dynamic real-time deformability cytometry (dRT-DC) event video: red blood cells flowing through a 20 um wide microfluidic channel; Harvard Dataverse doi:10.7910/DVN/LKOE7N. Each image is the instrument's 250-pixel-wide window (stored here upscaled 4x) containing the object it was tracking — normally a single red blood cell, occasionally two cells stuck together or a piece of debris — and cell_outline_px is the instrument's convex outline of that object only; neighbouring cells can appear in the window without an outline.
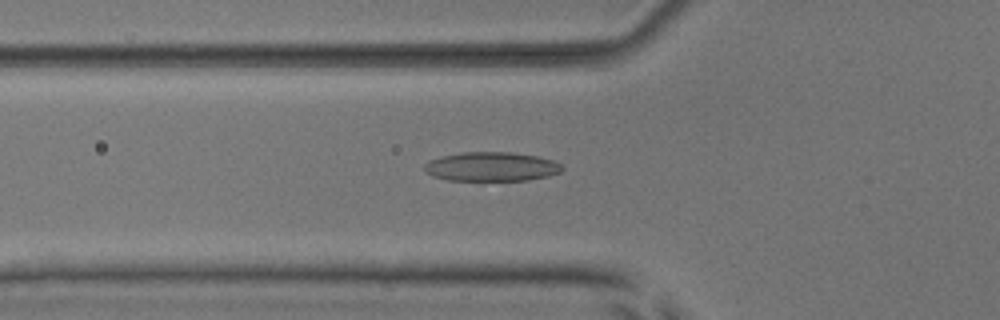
{"species": "common noctule bat (a hibernating species)", "species_latin": "Nyctalus noctula", "temperature_condition": "room temperature", "stored_images_in_passage": 53, "camera_frame_rate_fps": 3000, "um_per_image_px": 0.085, "animal": {"sex": "male", "body_mass_g": 17.9, "forearm_length_mm": 54.2}, "frame": {"image": 1, "passage_image": 19, "time_ms": 6.0, "image_size_px": [1000, 320], "cell_outline_px": [[564, 168], [560, 172], [548, 176], [528, 180], [480, 184], [448, 180], [432, 176], [424, 168], [424, 164], [428, 160], [444, 156], [464, 152], [512, 152], [536, 156], [552, 160], [560, 164]], "centroid_in_image_um": [41.75, 14.22], "position_along_channel_um": 84.0, "area_um2": 24.39}}
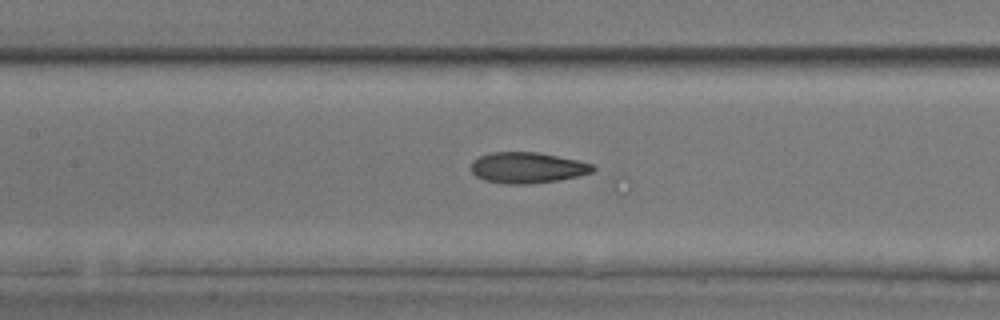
{"frame": {"image": 2, "passage_image": 25, "time_ms": 8.0, "image_size_px": [1000, 320], "cell_outline_px": [[596, 168], [592, 172], [576, 176], [556, 180], [528, 184], [504, 184], [484, 180], [476, 176], [472, 172], [472, 160], [480, 156], [492, 152], [536, 152], [576, 160], [592, 164]], "centroid_in_image_um": [44.78, 14.25], "position_along_channel_um": 162.6, "area_um2": 21.68}}
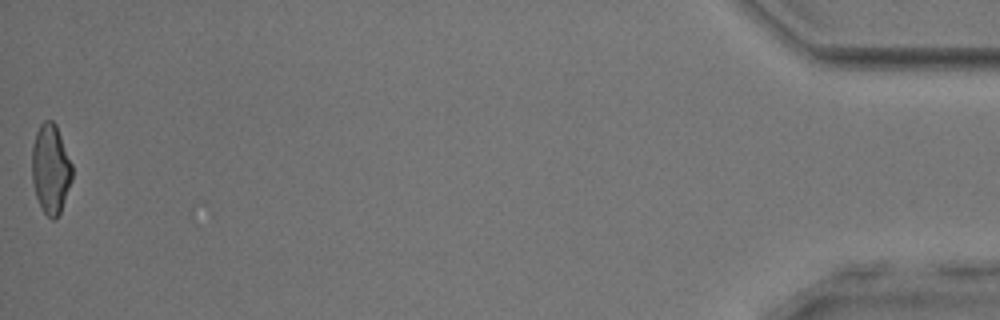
{"frame": {"image": 3, "passage_image": 53, "time_ms": 17.333, "image_size_px": [1000, 320], "cell_outline_px": [[72, 180], [60, 212], [52, 220], [44, 212], [36, 196], [32, 180], [32, 144], [36, 132], [40, 124], [44, 120], [52, 120], [56, 124], [72, 164]], "centroid_in_image_um": [4.3, 14.32], "position_along_channel_um": 430.9, "area_um2": 20.87}, "authors_computed_cell_mechanics": {"area_um2": 22.0796, "velocity_mm_per_s": 3.9048, "shape_relaxation_time_tau1_ms": null, "shape_relaxation_time_tau2_ms": 1.9433, "deformation_change_tau1": null, "deformation_change_tau2": 0.0993}}